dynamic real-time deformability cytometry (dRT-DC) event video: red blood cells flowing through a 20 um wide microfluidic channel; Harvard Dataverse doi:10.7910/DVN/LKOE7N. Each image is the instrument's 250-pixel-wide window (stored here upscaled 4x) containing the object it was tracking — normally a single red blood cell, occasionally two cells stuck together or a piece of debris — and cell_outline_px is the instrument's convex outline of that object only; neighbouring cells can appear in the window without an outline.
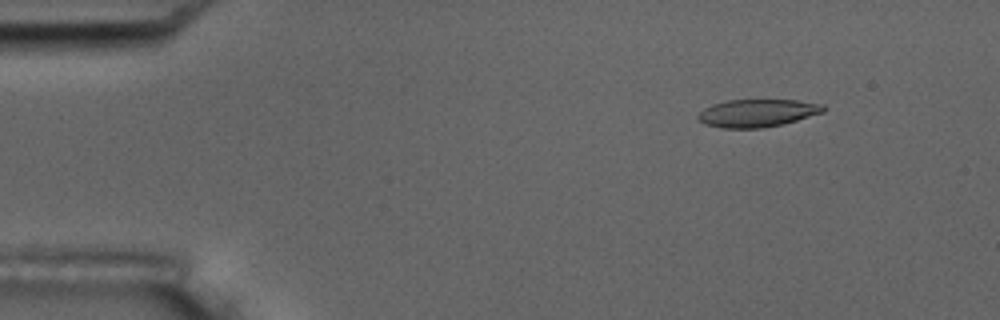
{"species": "common noctule bat (a hibernating species)", "species_latin": "Nyctalus noctula", "temperature_condition": "room temperature", "stored_images_in_passage": 4, "camera_frame_rate_fps": 3000, "um_per_image_px": 0.085, "animal": {"sex": "male", "body_mass_g": 17.5, "forearm_length_mm": 52.3}, "frame": {"image": 1, "passage_image": 2, "time_ms": 1.0, "image_size_px": [1000, 320], "cell_outline_px": [[828, 108], [824, 112], [784, 124], [764, 128], [720, 128], [704, 124], [696, 116], [704, 108], [712, 104], [728, 100], [796, 100], [824, 104]], "centroid_in_image_um": [64.4, 9.61], "position_along_channel_um": 20.6, "area_um2": 20.46}}